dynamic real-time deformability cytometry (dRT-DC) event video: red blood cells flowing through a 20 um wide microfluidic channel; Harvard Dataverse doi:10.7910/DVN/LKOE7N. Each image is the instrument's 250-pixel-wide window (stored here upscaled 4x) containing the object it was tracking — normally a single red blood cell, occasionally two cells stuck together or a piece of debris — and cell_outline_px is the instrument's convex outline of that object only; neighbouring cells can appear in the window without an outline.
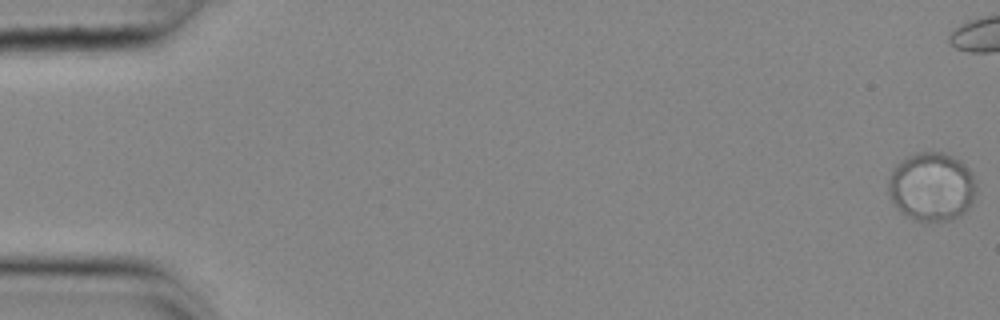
{"species": "common noctule bat (a hibernating species)", "species_latin": "Nyctalus noctula", "temperature_condition": "cold", "stored_images_in_passage": 57, "camera_frame_rate_fps": 3000, "um_per_image_px": 0.085, "animal": {"sex": "female", "body_mass_g": 25.1}, "frame": {"image": 1, "passage_image": 1, "time_ms": 0.0, "image_size_px": [1000, 320], "cell_outline_px": [[976, 192], [968, 208], [964, 212], [948, 220], [916, 220], [900, 212], [892, 200], [888, 192], [888, 180], [896, 164], [908, 156], [916, 152], [944, 152], [960, 160], [972, 172], [976, 184]], "centroid_in_image_um": [79.19, 15.84], "position_along_channel_um": 5.8, "area_um2": 34.97}}
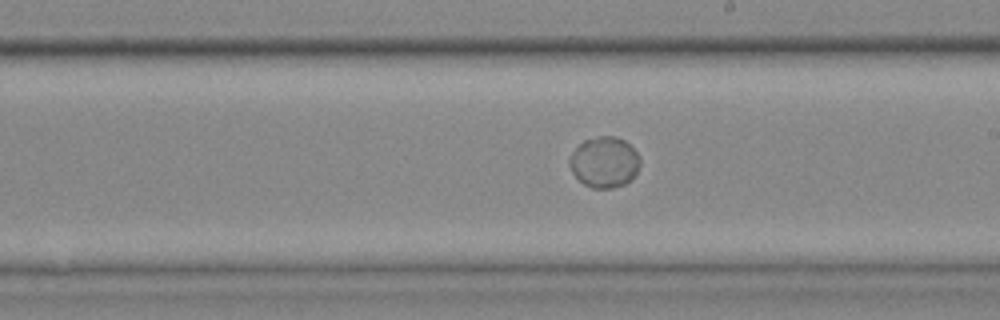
{"frame": {"image": 2, "passage_image": 33, "time_ms": 10.667, "image_size_px": [1000, 320], "cell_outline_px": [[640, 164], [632, 180], [624, 184], [612, 188], [592, 188], [584, 184], [572, 172], [568, 164], [568, 160], [572, 152], [584, 140], [600, 136], [612, 136], [624, 140], [636, 152], [640, 160]], "centroid_in_image_um": [51.36, 13.79], "position_along_channel_um": 237.6, "area_um2": 20.75}}
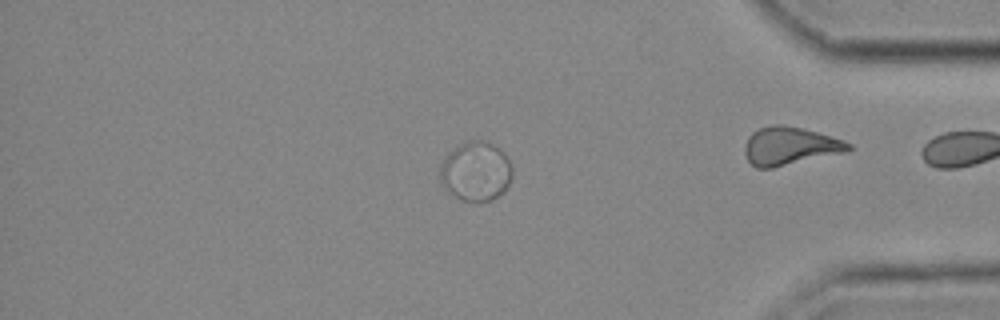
{"frame": {"image": 3, "passage_image": 48, "time_ms": 15.667, "image_size_px": [1000, 320], "cell_outline_px": [[512, 176], [504, 192], [492, 200], [464, 200], [456, 196], [444, 188], [440, 180], [440, 164], [444, 156], [456, 144], [468, 140], [480, 140], [492, 144], [504, 152], [512, 164]], "centroid_in_image_um": [40.43, 14.52], "position_along_channel_um": 394.8, "area_um2": 25.14}}